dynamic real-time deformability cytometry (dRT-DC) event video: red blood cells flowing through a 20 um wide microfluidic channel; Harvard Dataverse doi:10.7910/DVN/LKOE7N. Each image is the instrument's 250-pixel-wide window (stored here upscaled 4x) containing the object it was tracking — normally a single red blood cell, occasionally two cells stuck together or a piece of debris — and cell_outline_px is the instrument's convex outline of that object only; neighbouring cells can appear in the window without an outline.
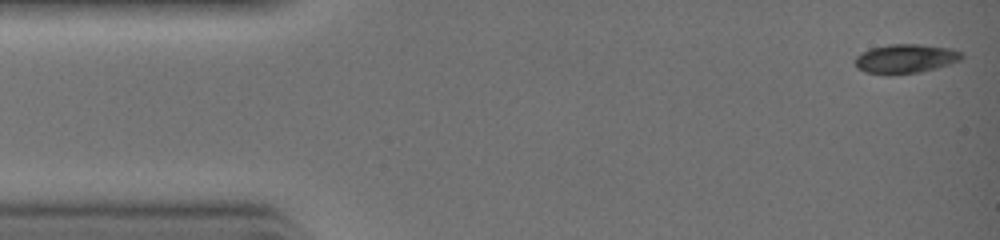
{"species": "common noctule bat (a hibernating species)", "species_latin": "Nyctalus noctula", "temperature_condition": "warm", "stored_images_in_passage": 32, "camera_frame_rate_fps": 3000, "um_per_image_px": 0.085, "animal": {"sex": "female", "body_mass_g": 19.0, "forearm_length_mm": 51.5}, "frame": {"image": 1, "passage_image": 1, "time_ms": 0.0, "image_size_px": [1000, 240], "cell_outline_px": [[964, 56], [960, 60], [936, 68], [920, 72], [888, 76], [864, 72], [856, 68], [856, 56], [872, 48], [888, 44], [920, 44], [952, 48], [964, 52]], "centroid_in_image_um": [76.98, 5.0], "position_along_channel_um": 8.0, "area_um2": 18.38}}
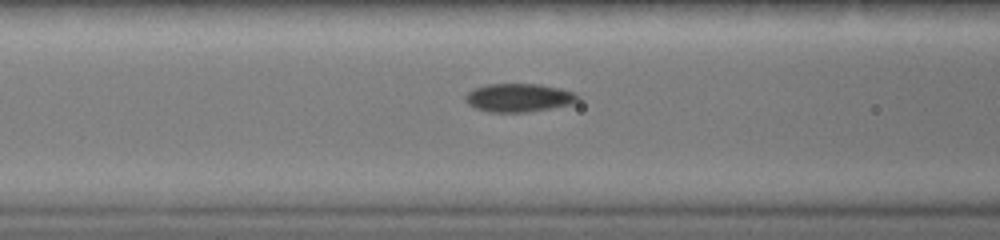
{"frame": {"image": 2, "passage_image": 12, "time_ms": 3.667, "image_size_px": [1000, 240], "cell_outline_px": [[580, 100], [572, 104], [552, 108], [528, 112], [488, 112], [476, 108], [468, 104], [464, 100], [464, 96], [472, 88], [484, 84], [540, 84], [560, 88], [576, 92], [580, 96]], "centroid_in_image_um": [44.11, 8.3], "position_along_channel_um": 122.5, "area_um2": 18.96}}
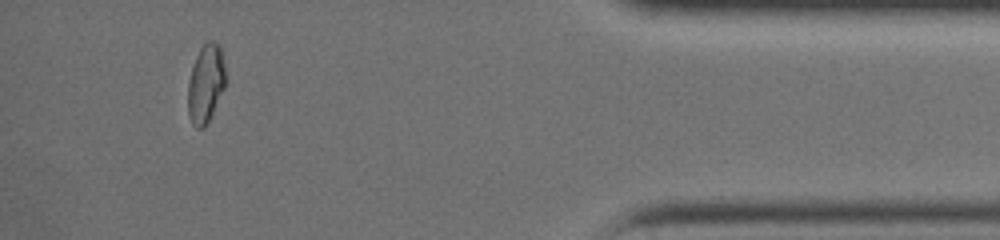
{"frame": {"image": 3, "passage_image": 29, "time_ms": 9.333, "image_size_px": [1000, 240], "cell_outline_px": [[224, 88], [204, 128], [196, 128], [192, 124], [188, 116], [188, 80], [196, 56], [200, 48], [208, 40], [212, 40], [220, 44], [224, 68]], "centroid_in_image_um": [17.46, 7.09], "position_along_channel_um": 417.7, "area_um2": 16.94}}